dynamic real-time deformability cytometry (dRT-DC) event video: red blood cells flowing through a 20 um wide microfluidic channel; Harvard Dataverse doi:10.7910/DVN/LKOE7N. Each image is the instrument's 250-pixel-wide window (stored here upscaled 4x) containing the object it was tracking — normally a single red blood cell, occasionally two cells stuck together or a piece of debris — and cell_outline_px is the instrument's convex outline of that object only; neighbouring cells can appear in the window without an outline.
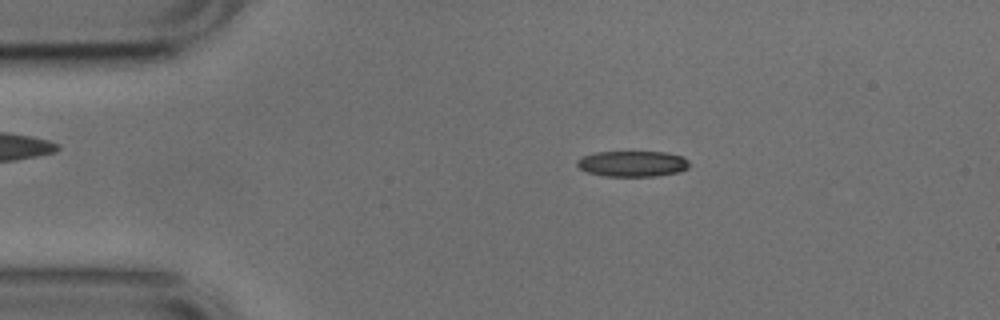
{"species": "common noctule bat (a hibernating species)", "species_latin": "Nyctalus noctula", "temperature_condition": "cold", "stored_images_in_passage": 52, "camera_frame_rate_fps": 3000, "um_per_image_px": 0.085, "animal": {"sex": "male", "body_mass_g": 17.9, "forearm_length_mm": 54.2}, "frame": {"image": 1, "passage_image": 9, "time_ms": 2.667, "image_size_px": [1000, 320], "cell_outline_px": [[688, 168], [680, 172], [656, 176], [604, 176], [588, 172], [580, 168], [576, 164], [576, 160], [584, 156], [596, 152], [664, 152], [684, 156], [688, 160]], "centroid_in_image_um": [53.78, 13.92], "position_along_channel_um": 31.2, "area_um2": 16.88}}
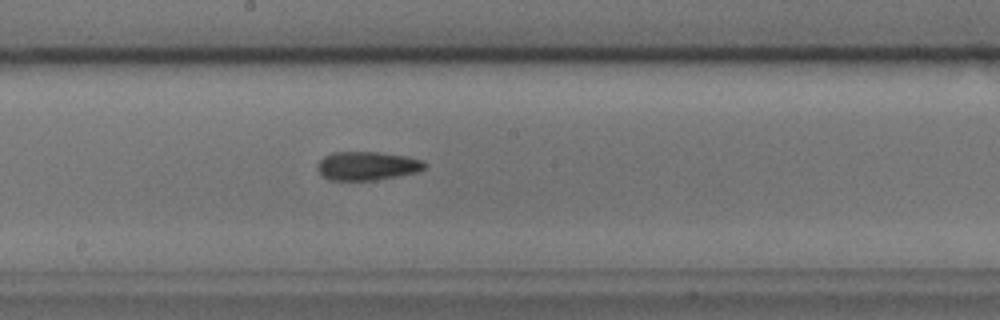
{"frame": {"image": 2, "passage_image": 27, "time_ms": 8.667, "image_size_px": [1000, 320], "cell_outline_px": [[428, 168], [420, 172], [376, 180], [328, 180], [316, 168], [316, 164], [324, 156], [332, 152], [376, 152], [408, 156], [424, 160], [428, 164]], "centroid_in_image_um": [31.27, 14.1], "position_along_channel_um": 216.9, "area_um2": 18.26}}
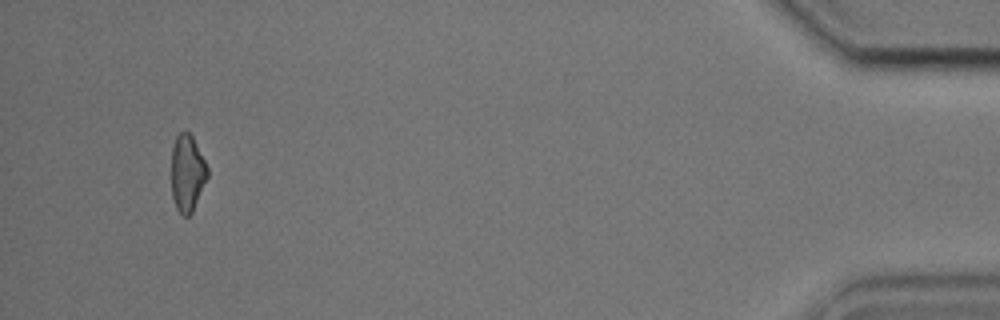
{"frame": {"image": 3, "passage_image": 49, "time_ms": 16.0, "image_size_px": [1000, 320], "cell_outline_px": [[208, 176], [192, 212], [188, 216], [184, 216], [176, 208], [172, 196], [172, 148], [176, 136], [184, 128], [192, 136], [208, 168]], "centroid_in_image_um": [15.91, 14.69], "position_along_channel_um": 419.3, "area_um2": 16.01}, "authors_computed_cell_mechanics": {"area_um2": 17.1955, "velocity_mm_per_s": 3.7941, "shape_relaxation_time_tau1_ms": 7.3452, "shape_relaxation_time_tau2_ms": 3.6083, "deformation_change_tau1": 0.1707, "deformation_change_tau2": 0.1261}}